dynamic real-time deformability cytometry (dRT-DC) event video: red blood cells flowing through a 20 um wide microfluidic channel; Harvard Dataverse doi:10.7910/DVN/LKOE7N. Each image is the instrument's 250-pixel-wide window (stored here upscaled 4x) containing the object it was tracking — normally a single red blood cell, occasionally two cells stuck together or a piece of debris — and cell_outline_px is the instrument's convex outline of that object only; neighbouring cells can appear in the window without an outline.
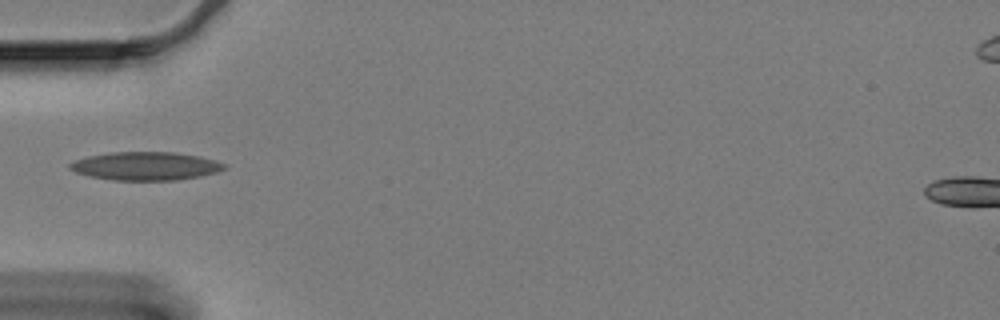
{"species": "Egyptian fruit bat (a non-hibernating species)", "species_latin": "Rousettus aegyptiacus", "temperature_condition": "cold", "stored_images_in_passage": 42, "camera_frame_rate_fps": 3000, "um_per_image_px": 0.085, "animal": {"sex": "female"}, "frame": {"image": 1, "passage_image": 1, "time_ms": 0.0, "image_size_px": [1000, 320], "cell_outline_px": [[228, 168], [216, 172], [200, 176], [176, 180], [112, 180], [92, 176], [76, 172], [68, 168], [68, 164], [72, 160], [88, 156], [112, 152], [176, 152], [200, 156], [216, 160], [228, 164]], "centroid_in_image_um": [12.41, 14.1], "position_along_channel_um": 72.6, "area_um2": 25.66}}
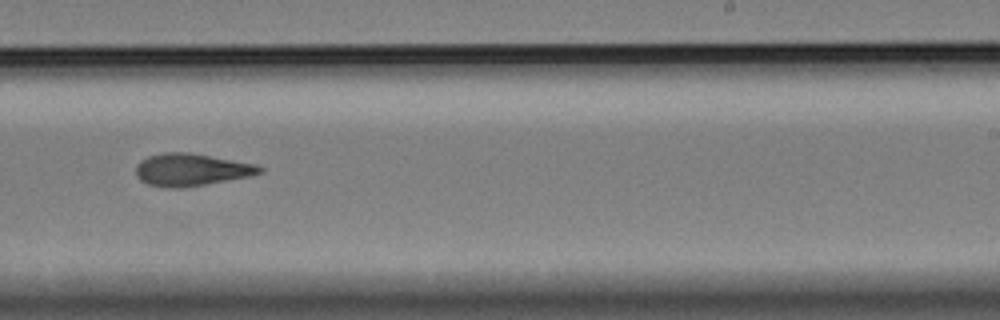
{"frame": {"image": 2, "passage_image": 19, "time_ms": 6.0, "image_size_px": [1000, 320], "cell_outline_px": [[264, 172], [252, 176], [184, 188], [164, 188], [148, 184], [140, 180], [136, 176], [136, 164], [140, 160], [148, 156], [164, 152], [188, 152], [256, 164], [264, 168]], "centroid_in_image_um": [16.25, 14.43], "position_along_channel_um": 272.7, "area_um2": 23.64}}
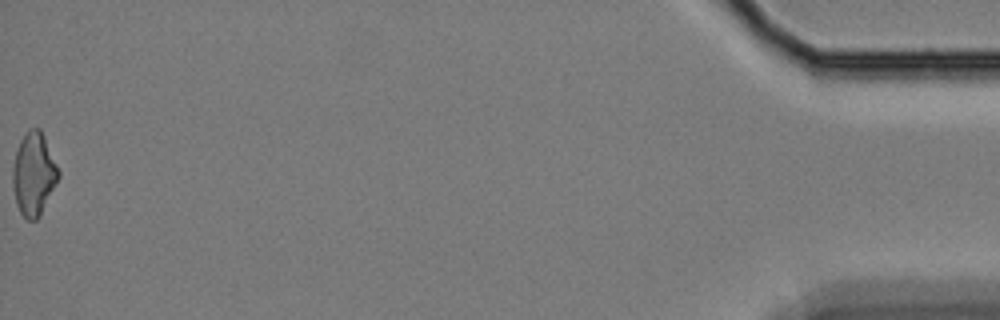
{"frame": {"image": 3, "passage_image": 42, "time_ms": 13.667, "image_size_px": [1000, 320], "cell_outline_px": [[60, 176], [40, 216], [36, 220], [28, 220], [20, 212], [16, 204], [12, 184], [12, 168], [16, 152], [20, 140], [28, 128], [40, 128], [44, 136], [60, 172]], "centroid_in_image_um": [2.86, 14.79], "position_along_channel_um": 432.3, "area_um2": 22.14}, "authors_computed_cell_mechanics": {"area_um2": 22.7732, "velocity_mm_per_s": 3.3155, "shape_relaxation_time_tau1_ms": null, "shape_relaxation_time_tau2_ms": 5.0796, "deformation_change_tau1": null, "deformation_change_tau2": 0.1458}}